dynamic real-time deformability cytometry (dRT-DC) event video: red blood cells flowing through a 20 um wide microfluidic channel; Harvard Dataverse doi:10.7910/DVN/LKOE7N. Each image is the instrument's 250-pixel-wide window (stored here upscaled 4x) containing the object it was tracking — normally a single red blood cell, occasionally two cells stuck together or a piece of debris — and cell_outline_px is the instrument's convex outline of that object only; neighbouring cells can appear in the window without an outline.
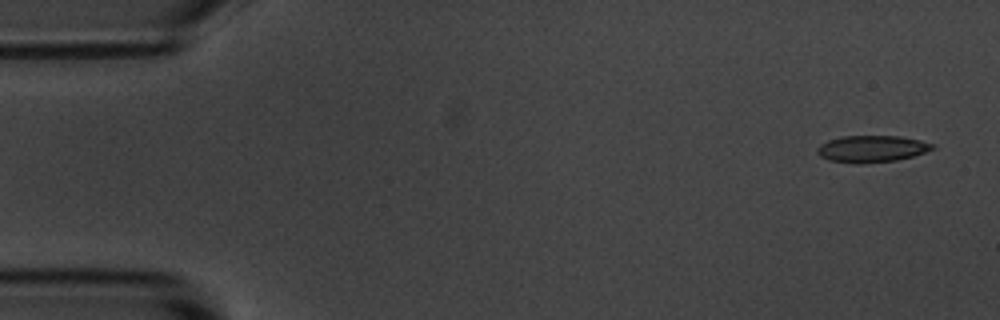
{"species": "common noctule bat (a hibernating species)", "species_latin": "Nyctalus noctula", "temperature_condition": "room temperature", "stored_images_in_passage": 14, "camera_frame_rate_fps": 3000, "um_per_image_px": 0.085, "animal": {"sex": "male", "body_mass_g": 20.1, "forearm_length_mm": 53.5}, "frame": {"image": 1, "passage_image": 1, "time_ms": 0.0, "image_size_px": [1000, 320], "cell_outline_px": [[936, 148], [912, 156], [896, 160], [864, 164], [856, 164], [828, 160], [820, 156], [816, 152], [816, 148], [820, 144], [828, 140], [840, 136], [900, 136], [920, 140], [936, 144]], "centroid_in_image_um": [74.08, 12.65], "position_along_channel_um": 10.9, "area_um2": 18.21}}
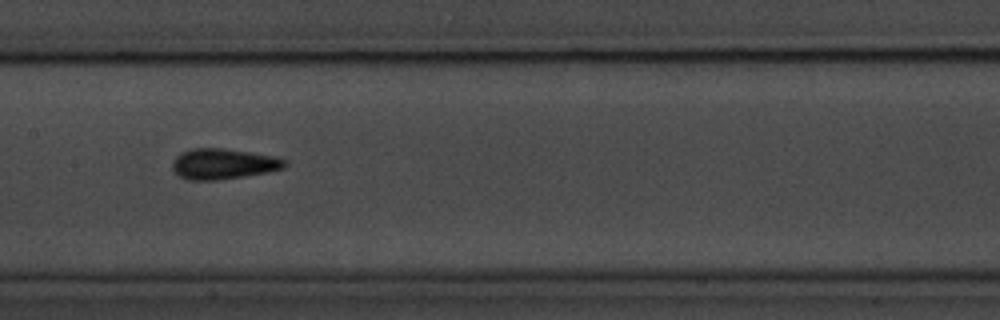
{"frame": {"image": 2, "passage_image": 7, "time_ms": 8.0, "image_size_px": [1000, 320], "cell_outline_px": [[288, 164], [284, 168], [244, 176], [216, 180], [188, 180], [180, 176], [172, 168], [172, 160], [180, 152], [192, 148], [224, 148], [272, 156], [288, 160]], "centroid_in_image_um": [18.95, 13.92], "position_along_channel_um": 188.5, "area_um2": 19.94}}
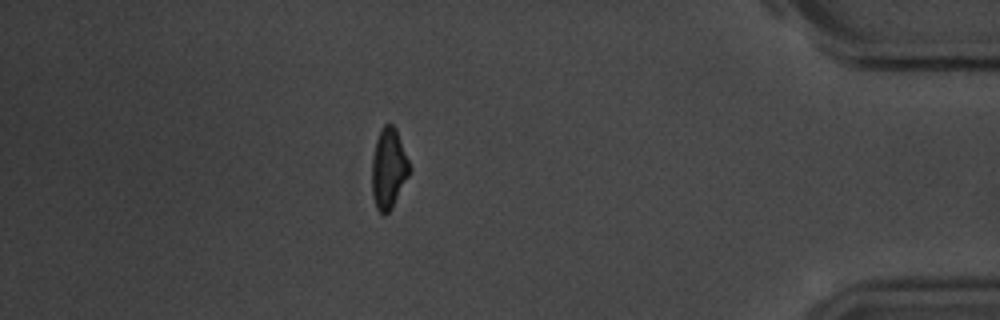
{"frame": {"image": 3, "passage_image": 13, "time_ms": 15.0, "image_size_px": [1000, 320], "cell_outline_px": [[412, 168], [392, 208], [384, 216], [376, 208], [372, 196], [372, 156], [376, 140], [380, 128], [384, 124], [392, 124], [396, 128]], "centroid_in_image_um": [33.03, 14.31], "position_along_channel_um": 402.2, "area_um2": 17.8}, "authors_computed_cell_mechanics": {"area_um2": 18.2648, "velocity_mm_per_s": 3.6719, "shape_relaxation_time_tau1_ms": 3.8102, "shape_relaxation_time_tau2_ms": 3.0511, "deformation_change_tau1": 0.1056, "deformation_change_tau2": 0.087}}